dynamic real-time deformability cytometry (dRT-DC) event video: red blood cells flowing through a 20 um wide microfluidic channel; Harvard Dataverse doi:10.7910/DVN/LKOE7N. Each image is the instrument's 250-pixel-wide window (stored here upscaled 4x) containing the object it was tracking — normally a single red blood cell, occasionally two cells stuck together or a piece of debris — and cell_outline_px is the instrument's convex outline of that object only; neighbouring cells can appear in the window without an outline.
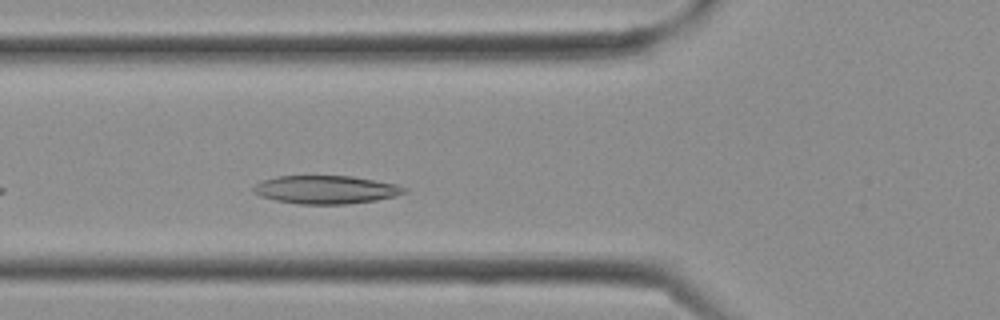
{"species": "Egyptian fruit bat (a non-hibernating species)", "species_latin": "Rousettus aegyptiacus", "temperature_condition": "cold", "stored_images_in_passage": 12, "camera_frame_rate_fps": 3000, "um_per_image_px": 0.085, "frame": {"image": 1, "passage_image": 12, "time_ms": 3.667, "image_size_px": [1000, 320], "cell_outline_px": [[408, 192], [396, 196], [376, 200], [344, 204], [300, 204], [276, 200], [260, 196], [252, 192], [252, 188], [256, 184], [264, 180], [276, 176], [352, 176], [396, 184], [408, 188]], "centroid_in_image_um": [27.72, 16.12], "position_along_channel_um": 98.1, "area_um2": 24.8}}